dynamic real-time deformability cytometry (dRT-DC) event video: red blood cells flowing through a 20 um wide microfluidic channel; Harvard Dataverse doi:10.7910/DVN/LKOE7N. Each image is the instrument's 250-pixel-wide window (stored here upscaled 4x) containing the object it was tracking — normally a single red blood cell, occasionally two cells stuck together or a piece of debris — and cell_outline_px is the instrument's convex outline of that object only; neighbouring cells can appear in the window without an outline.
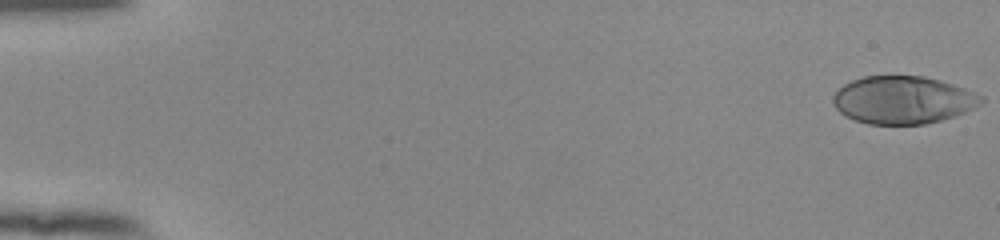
{"species": "human", "species_latin": "Homo sapiens", "temperature_condition": "room temperature", "stored_images_in_passage": 54, "camera_frame_rate_fps": 3000, "um_per_image_px": 0.085, "donor": {"sex": "female"}, "frame": {"image": 1, "passage_image": 1, "time_ms": 0.0, "image_size_px": [1000, 240], "cell_outline_px": [[984, 100], [980, 104], [956, 116], [924, 124], [868, 124], [856, 120], [840, 112], [832, 104], [832, 96], [844, 84], [852, 80], [864, 76], [924, 76], [952, 84], [964, 88], [984, 96]], "centroid_in_image_um": [76.74, 8.49], "position_along_channel_um": 8.3, "area_um2": 40.98}}
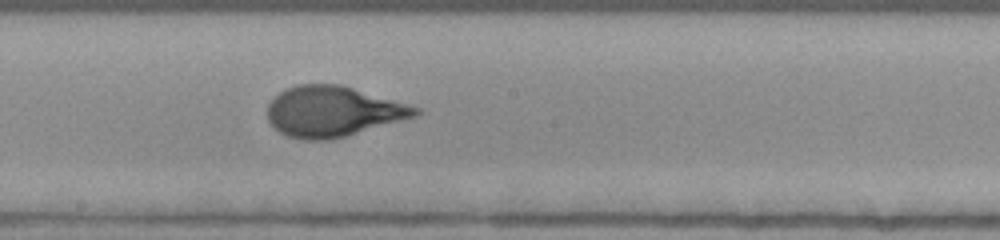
{"frame": {"image": 2, "passage_image": 31, "time_ms": 10.0, "image_size_px": [1000, 240], "cell_outline_px": [[420, 112], [416, 116], [344, 136], [328, 140], [304, 140], [288, 136], [280, 132], [268, 120], [268, 104], [284, 88], [300, 84], [340, 84], [420, 108]], "centroid_in_image_um": [28.26, 9.47], "position_along_channel_um": 219.9, "area_um2": 42.89}}
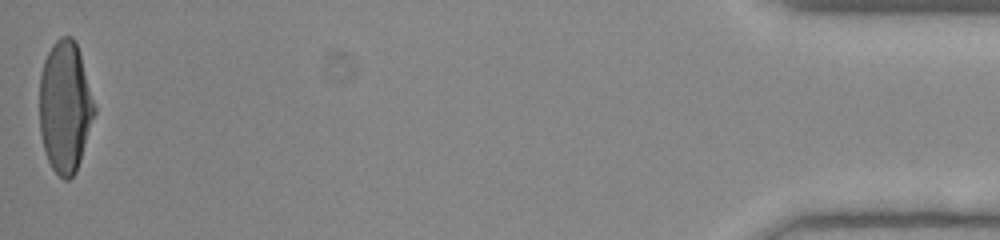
{"frame": {"image": 3, "passage_image": 54, "time_ms": 17.667, "image_size_px": [1000, 240], "cell_outline_px": [[96, 112], [76, 172], [68, 180], [64, 180], [52, 168], [48, 160], [44, 148], [40, 132], [40, 76], [44, 60], [52, 44], [60, 36], [72, 36], [76, 40], [80, 52], [96, 108]], "centroid_in_image_um": [5.54, 9.05], "position_along_channel_um": 429.7, "area_um2": 42.14}, "authors_computed_cell_mechanics": {"area_um2": 42.4252, "velocity_mm_per_s": 3.8787, "shape_relaxation_time_tau1_ms": 4.9264, "shape_relaxation_time_tau2_ms": null, "deformation_change_tau1": 0.2528, "deformation_change_tau2": null}}